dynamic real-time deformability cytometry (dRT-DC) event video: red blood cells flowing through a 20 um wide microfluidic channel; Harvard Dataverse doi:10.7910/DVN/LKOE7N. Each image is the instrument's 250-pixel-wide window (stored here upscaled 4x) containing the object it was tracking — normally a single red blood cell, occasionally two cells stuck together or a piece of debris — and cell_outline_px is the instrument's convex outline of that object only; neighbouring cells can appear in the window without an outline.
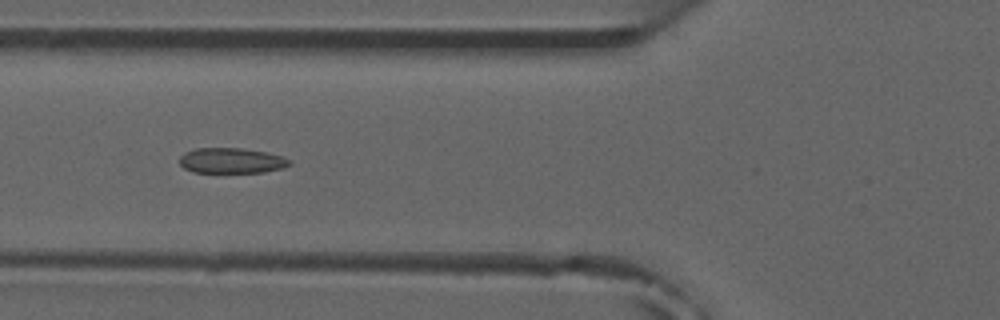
{"species": "common noctule bat (a hibernating species)", "species_latin": "Nyctalus noctula", "temperature_condition": "room temperature", "stored_images_in_passage": 8, "camera_frame_rate_fps": 3000, "um_per_image_px": 0.085, "animal": {"sex": "male", "forearm_length_mm": 52.5}, "frame": {"image": 1, "passage_image": 6, "time_ms": 5.667, "image_size_px": [1000, 320], "cell_outline_px": [[292, 164], [284, 168], [264, 172], [192, 172], [184, 168], [180, 164], [180, 156], [184, 152], [196, 148], [240, 148], [268, 152], [284, 156], [292, 160]], "centroid_in_image_um": [19.72, 13.65], "position_along_channel_um": 106.1, "area_um2": 16.47}}
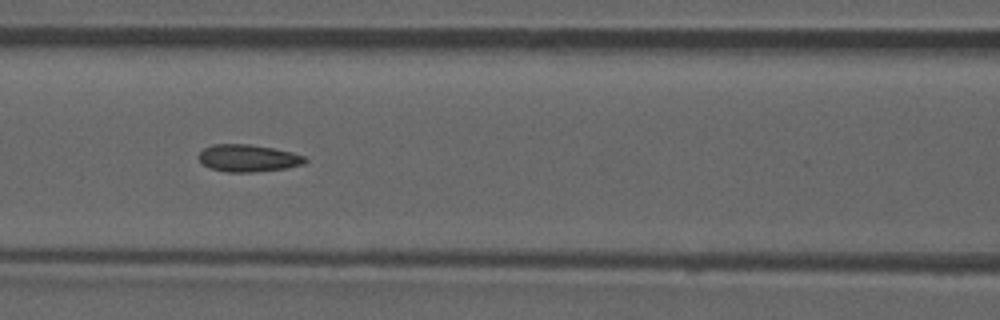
{"frame": {"image": 2, "passage_image": 7, "time_ms": 6.667, "image_size_px": [1000, 320], "cell_outline_px": [[308, 160], [304, 164], [284, 168], [252, 172], [228, 172], [208, 168], [200, 160], [200, 152], [204, 148], [212, 144], [248, 144], [272, 148], [292, 152], [304, 156]], "centroid_in_image_um": [21.09, 13.44], "position_along_channel_um": 145.5, "area_um2": 16.7}}